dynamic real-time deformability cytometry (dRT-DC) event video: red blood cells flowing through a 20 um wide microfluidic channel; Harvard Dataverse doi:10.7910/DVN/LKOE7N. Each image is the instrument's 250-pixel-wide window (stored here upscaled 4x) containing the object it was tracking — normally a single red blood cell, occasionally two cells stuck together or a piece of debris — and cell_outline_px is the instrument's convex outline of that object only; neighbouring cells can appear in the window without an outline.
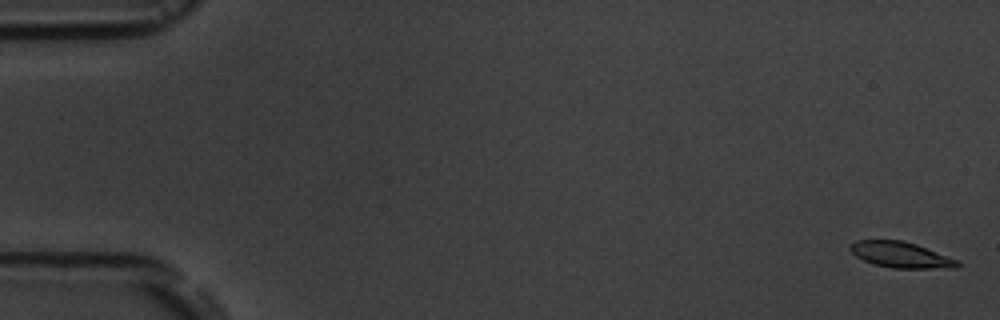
{"species": "common noctule bat (a hibernating species)", "species_latin": "Nyctalus noctula", "temperature_condition": "room temperature", "stored_images_in_passage": 8, "camera_frame_rate_fps": 3000, "um_per_image_px": 0.085, "animal": {"sex": "male", "body_mass_g": 19.5, "forearm_length_mm": 54.6}, "frame": {"image": 1, "passage_image": 1, "time_ms": 0.0, "image_size_px": [1000, 320], "cell_outline_px": [[960, 264], [956, 268], [892, 268], [876, 264], [864, 260], [856, 256], [848, 248], [848, 244], [856, 240], [904, 240], [916, 244], [960, 260]], "centroid_in_image_um": [76.58, 21.65], "position_along_channel_um": 8.4, "area_um2": 16.24}}
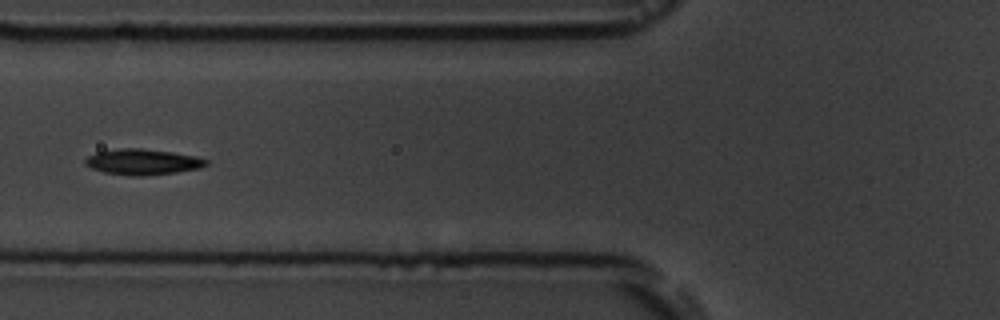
{"frame": {"image": 2, "passage_image": 7, "time_ms": 7.0, "image_size_px": [1000, 320], "cell_outline_px": [[208, 164], [200, 168], [176, 172], [140, 176], [132, 176], [104, 172], [92, 168], [84, 164], [84, 160], [88, 156], [96, 152], [120, 148], [140, 148], [172, 152], [196, 156], [208, 160]], "centroid_in_image_um": [12.12, 13.75], "position_along_channel_um": 113.7, "area_um2": 18.09}}
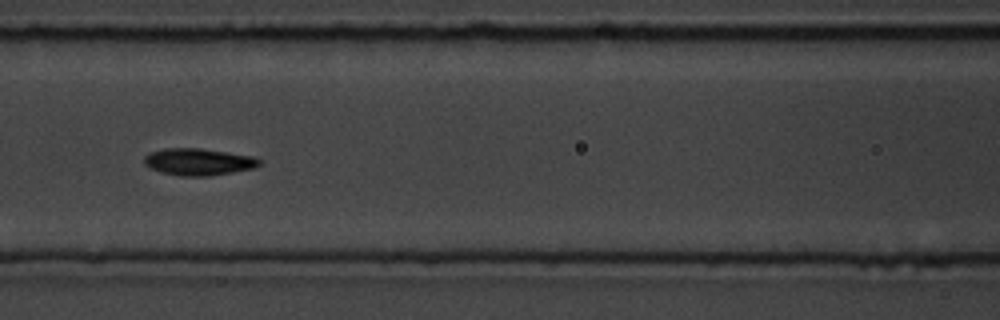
{"frame": {"image": 3, "passage_image": 8, "time_ms": 8.0, "image_size_px": [1000, 320], "cell_outline_px": [[260, 164], [256, 168], [208, 176], [180, 176], [160, 172], [144, 164], [144, 156], [148, 152], [164, 148], [200, 148], [252, 156], [260, 160]], "centroid_in_image_um": [16.84, 13.75], "position_along_channel_um": 149.8, "area_um2": 18.09}}